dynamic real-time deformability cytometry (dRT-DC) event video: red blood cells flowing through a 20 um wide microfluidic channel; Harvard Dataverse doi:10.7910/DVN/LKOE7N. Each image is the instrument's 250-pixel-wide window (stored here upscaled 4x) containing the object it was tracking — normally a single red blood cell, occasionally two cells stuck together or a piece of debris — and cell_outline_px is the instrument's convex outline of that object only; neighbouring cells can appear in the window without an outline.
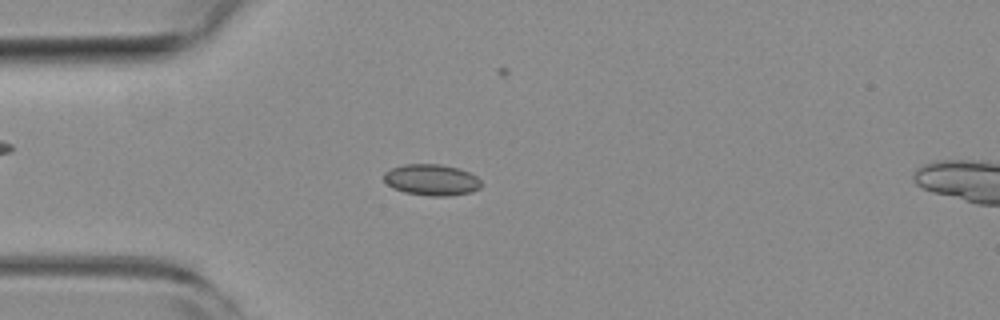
{"species": "common noctule bat (a hibernating species)", "species_latin": "Nyctalus noctula", "temperature_condition": "room temperature", "stored_images_in_passage": 54, "camera_frame_rate_fps": 3000, "um_per_image_px": 0.085, "animal": {"sex": "female", "body_mass_g": 19.3, "forearm_length_mm": 54.1}, "frame": {"image": 1, "passage_image": 14, "time_ms": 4.333, "image_size_px": [1000, 320], "cell_outline_px": [[480, 188], [472, 192], [448, 196], [428, 196], [404, 192], [392, 188], [384, 180], [384, 172], [392, 168], [404, 164], [440, 164], [460, 168], [476, 176], [480, 180]], "centroid_in_image_um": [36.68, 15.29], "position_along_channel_um": 48.3, "area_um2": 17.8}}
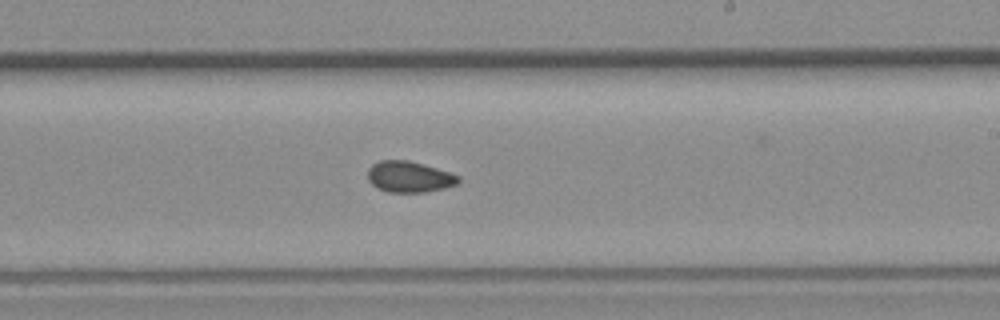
{"frame": {"image": 2, "passage_image": 31, "time_ms": 10.0, "image_size_px": [1000, 320], "cell_outline_px": [[460, 184], [444, 188], [424, 192], [388, 192], [376, 188], [368, 180], [368, 168], [372, 164], [380, 160], [408, 160], [452, 172], [460, 176]], "centroid_in_image_um": [34.81, 15.03], "position_along_channel_um": 254.2, "area_um2": 16.65}}
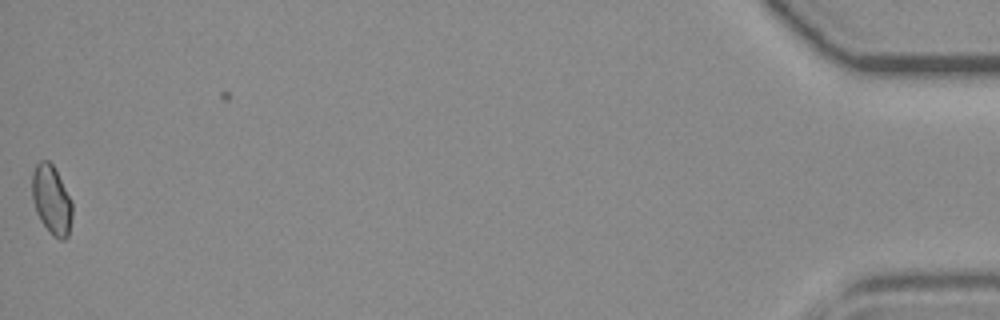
{"frame": {"image": 3, "passage_image": 53, "time_ms": 17.333, "image_size_px": [1000, 320], "cell_outline_px": [[72, 216], [68, 236], [64, 240], [60, 240], [52, 236], [40, 220], [36, 212], [32, 196], [32, 172], [36, 164], [40, 160], [48, 160], [52, 164], [72, 204]], "centroid_in_image_um": [4.36, 17.02], "position_along_channel_um": 430.8, "area_um2": 15.95}, "authors_computed_cell_mechanics": {"area_um2": 16.5308, "velocity_mm_per_s": 3.8454, "shape_relaxation_time_tau1_ms": null, "shape_relaxation_time_tau2_ms": 2.114, "deformation_change_tau1": null, "deformation_change_tau2": 0.0629}}